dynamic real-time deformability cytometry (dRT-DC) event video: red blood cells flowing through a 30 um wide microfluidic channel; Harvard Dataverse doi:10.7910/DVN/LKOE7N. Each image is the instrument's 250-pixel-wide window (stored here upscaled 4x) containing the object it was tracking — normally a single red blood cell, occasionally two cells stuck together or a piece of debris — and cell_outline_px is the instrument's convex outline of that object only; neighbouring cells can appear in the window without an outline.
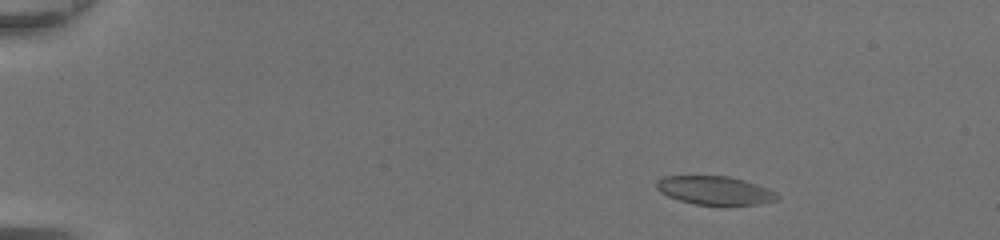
{"species": "common noctule bat (a hibernating species)", "species_latin": "Nyctalus noctula", "temperature_condition": "room temperature", "stored_images_in_passage": 44, "camera_frame_rate_fps": 3000, "um_per_image_px": 0.085, "animal": {"sex": "female", "body_mass_g": 20.0, "forearm_length_mm": 54.0}, "frame": {"image": 1, "passage_image": 3, "time_ms": 0.667, "image_size_px": [1000, 240], "cell_outline_px": [[780, 200], [756, 204], [724, 208], [696, 204], [680, 200], [668, 196], [660, 192], [656, 188], [656, 180], [660, 176], [728, 176], [744, 180], [768, 188], [776, 192], [780, 196]], "centroid_in_image_um": [60.79, 16.22], "position_along_channel_um": 24.2, "area_um2": 20.87}}
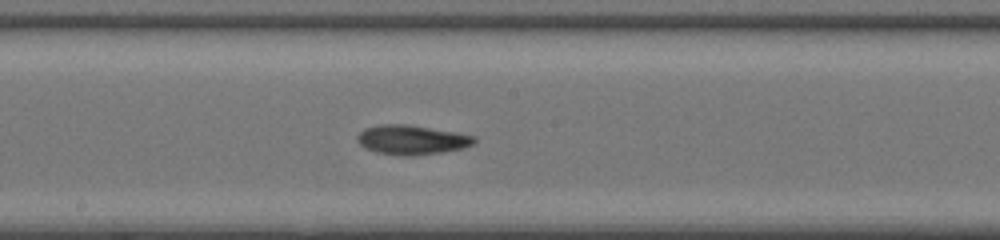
{"frame": {"image": 2, "passage_image": 24, "time_ms": 7.667, "image_size_px": [1000, 240], "cell_outline_px": [[476, 144], [464, 148], [444, 152], [408, 156], [404, 156], [376, 152], [364, 148], [356, 140], [356, 136], [364, 128], [380, 124], [408, 124], [456, 132], [476, 136]], "centroid_in_image_um": [35.01, 11.88], "position_along_channel_um": 213.2, "area_um2": 20.35}}
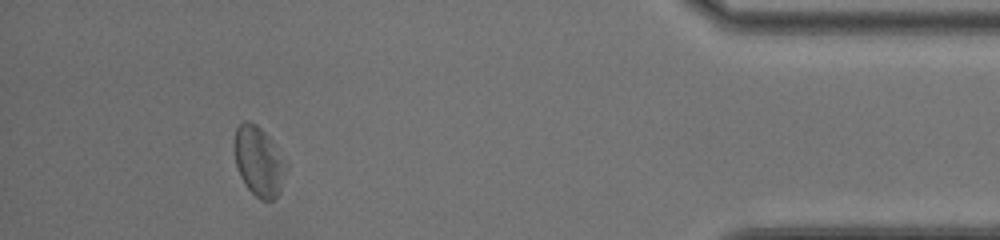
{"frame": {"image": 3, "passage_image": 41, "time_ms": 13.333, "image_size_px": [1000, 240], "cell_outline_px": [[288, 168], [280, 188], [276, 196], [272, 200], [260, 200], [244, 184], [240, 176], [236, 164], [236, 128], [244, 120], [248, 120], [256, 124], [272, 140], [288, 164]], "centroid_in_image_um": [22.03, 13.71], "position_along_channel_um": 413.2, "area_um2": 20.69}, "authors_computed_cell_mechanics": {"area_um2": 20.0855, "velocity_mm_per_s": 4.3567, "shape_relaxation_time_tau1_ms": 7.438, "shape_relaxation_time_tau2_ms": 4.704, "deformation_change_tau1": 0.1491, "deformation_change_tau2": 0.1309}}